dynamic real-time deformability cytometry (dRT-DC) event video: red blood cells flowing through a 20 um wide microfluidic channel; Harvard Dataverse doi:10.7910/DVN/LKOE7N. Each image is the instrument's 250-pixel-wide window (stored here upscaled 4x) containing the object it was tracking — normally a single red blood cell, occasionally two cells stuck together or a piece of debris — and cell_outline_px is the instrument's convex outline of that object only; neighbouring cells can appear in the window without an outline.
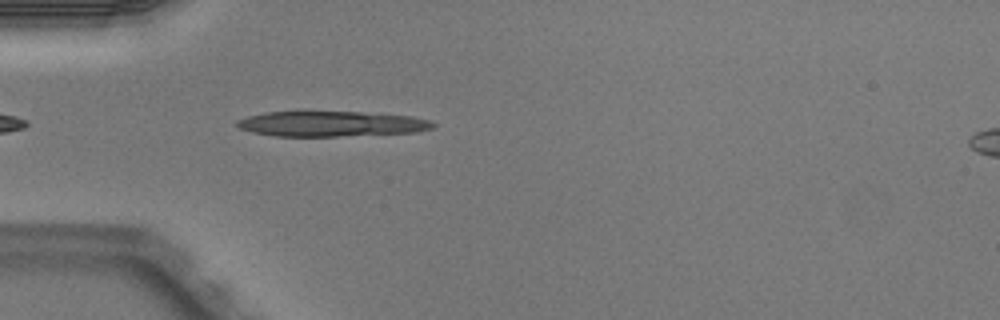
{"species": "Egyptian fruit bat (a non-hibernating species)", "species_latin": "Rousettus aegyptiacus", "temperature_condition": "warm", "stored_images_in_passage": 1, "camera_frame_rate_fps": 3000, "um_per_image_px": 0.085, "animal": {"sex": "male"}, "frame": {"image": 1, "passage_image": 1, "time_ms": 0.0, "image_size_px": [1000, 320], "cell_outline_px": [[436, 124], [432, 128], [416, 132], [336, 136], [276, 136], [252, 132], [240, 128], [232, 124], [236, 120], [248, 116], [264, 112], [360, 112], [412, 116], [428, 120]], "centroid_in_image_um": [28.11, 10.52], "position_along_channel_um": 56.9, "area_um2": 28.73}}